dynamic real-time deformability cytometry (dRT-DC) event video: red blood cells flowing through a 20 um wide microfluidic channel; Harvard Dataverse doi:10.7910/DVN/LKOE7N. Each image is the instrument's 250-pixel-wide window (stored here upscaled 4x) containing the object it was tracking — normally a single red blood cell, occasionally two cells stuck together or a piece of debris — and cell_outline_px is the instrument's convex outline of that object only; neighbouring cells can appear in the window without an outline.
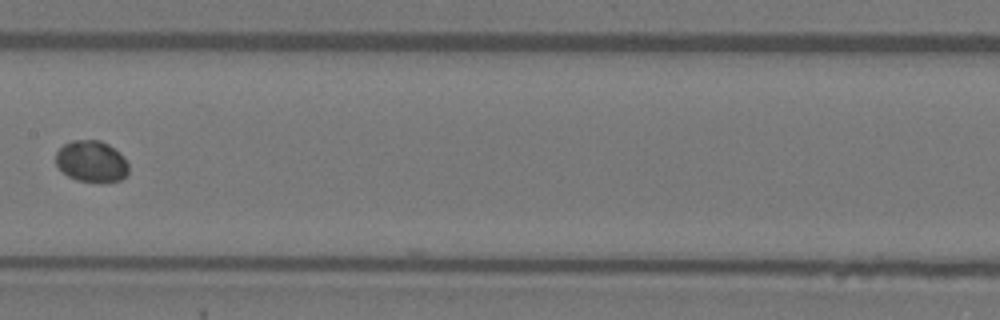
{"species": "Egyptian fruit bat (a non-hibernating species)", "species_latin": "Rousettus aegyptiacus", "temperature_condition": "warm", "stored_images_in_passage": 14, "camera_frame_rate_fps": 3000, "um_per_image_px": 0.085, "animal": {"sex": "female"}, "frame": {"image": 1, "passage_image": 11, "time_ms": 3.333, "image_size_px": [1000, 320], "cell_outline_px": [[128, 172], [120, 180], [100, 184], [76, 180], [68, 176], [56, 164], [56, 152], [64, 144], [72, 140], [100, 140], [108, 144], [124, 156], [128, 164]], "centroid_in_image_um": [7.79, 13.74], "position_along_channel_um": 199.6, "area_um2": 17.8}}